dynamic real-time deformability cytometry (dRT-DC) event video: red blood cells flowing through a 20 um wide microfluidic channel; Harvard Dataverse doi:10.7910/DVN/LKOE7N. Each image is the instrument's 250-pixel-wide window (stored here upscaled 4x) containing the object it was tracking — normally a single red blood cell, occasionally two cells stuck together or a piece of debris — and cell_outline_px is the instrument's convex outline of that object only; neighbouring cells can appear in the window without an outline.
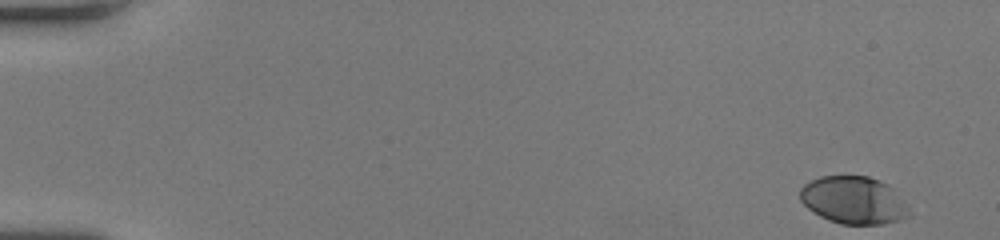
{"species": "human", "species_latin": "Homo sapiens", "temperature_condition": "room temperature", "stored_images_in_passage": 51, "camera_frame_rate_fps": 3000, "um_per_image_px": 0.085, "donor": {"sex": "female"}, "frame": {"image": 1, "passage_image": 1, "time_ms": 0.0, "image_size_px": [1000, 240], "cell_outline_px": [[908, 216], [900, 220], [884, 224], [840, 224], [828, 220], [820, 216], [808, 208], [800, 200], [800, 188], [804, 184], [820, 176], [868, 176], [888, 184], [892, 188], [908, 208]], "centroid_in_image_um": [72.53, 17.02], "position_along_channel_um": 12.5, "area_um2": 30.0}}
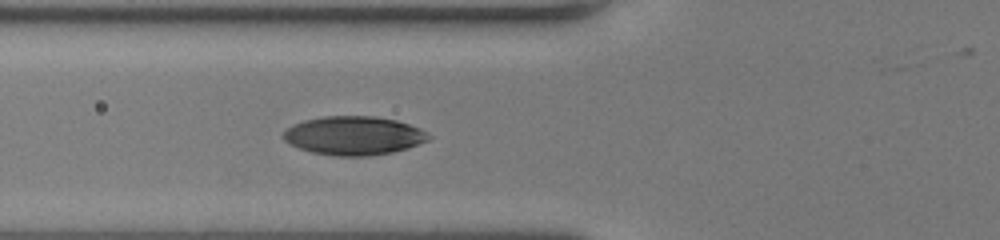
{"frame": {"image": 2, "passage_image": 20, "time_ms": 6.333, "image_size_px": [1000, 240], "cell_outline_px": [[432, 136], [428, 140], [408, 148], [392, 152], [368, 156], [332, 156], [312, 152], [288, 144], [284, 140], [284, 132], [292, 124], [304, 120], [324, 116], [376, 116], [396, 120], [420, 128]], "centroid_in_image_um": [30.07, 11.53], "position_along_channel_um": 95.7, "area_um2": 32.83}}
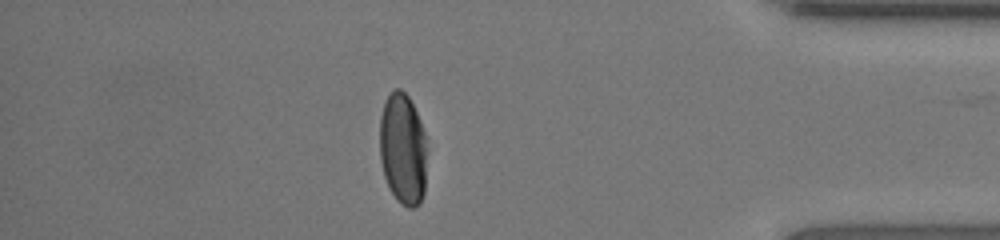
{"frame": {"image": 3, "passage_image": 45, "time_ms": 14.667, "image_size_px": [1000, 240], "cell_outline_px": [[424, 192], [420, 204], [412, 208], [408, 208], [400, 204], [396, 200], [388, 188], [384, 176], [380, 160], [380, 116], [384, 100], [392, 88], [400, 88], [408, 96], [416, 112], [424, 132]], "centroid_in_image_um": [34.19, 12.66], "position_along_channel_um": 401.0, "area_um2": 30.69}, "authors_computed_cell_mechanics": {"area_um2": 32.1946, "velocity_mm_per_s": 4.0396, "shape_relaxation_time_tau1_ms": 4.2386, "shape_relaxation_time_tau2_ms": null, "deformation_change_tau1": 0.1955, "deformation_change_tau2": null}}